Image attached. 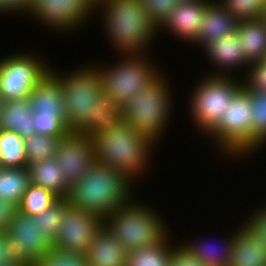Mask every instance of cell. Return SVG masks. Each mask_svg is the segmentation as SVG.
I'll use <instances>...</instances> for the list:
<instances>
[{
	"instance_id": "6",
	"label": "cell",
	"mask_w": 266,
	"mask_h": 266,
	"mask_svg": "<svg viewBox=\"0 0 266 266\" xmlns=\"http://www.w3.org/2000/svg\"><path fill=\"white\" fill-rule=\"evenodd\" d=\"M161 72L140 93L123 106L124 122L146 134L154 142L170 122L172 100L168 79Z\"/></svg>"
},
{
	"instance_id": "40",
	"label": "cell",
	"mask_w": 266,
	"mask_h": 266,
	"mask_svg": "<svg viewBox=\"0 0 266 266\" xmlns=\"http://www.w3.org/2000/svg\"><path fill=\"white\" fill-rule=\"evenodd\" d=\"M17 210L14 203L0 199V232H6Z\"/></svg>"
},
{
	"instance_id": "41",
	"label": "cell",
	"mask_w": 266,
	"mask_h": 266,
	"mask_svg": "<svg viewBox=\"0 0 266 266\" xmlns=\"http://www.w3.org/2000/svg\"><path fill=\"white\" fill-rule=\"evenodd\" d=\"M32 0H0V14L7 12L26 13L31 5Z\"/></svg>"
},
{
	"instance_id": "35",
	"label": "cell",
	"mask_w": 266,
	"mask_h": 266,
	"mask_svg": "<svg viewBox=\"0 0 266 266\" xmlns=\"http://www.w3.org/2000/svg\"><path fill=\"white\" fill-rule=\"evenodd\" d=\"M33 122L35 133L63 137L69 130L67 126L55 115H42V113H33Z\"/></svg>"
},
{
	"instance_id": "2",
	"label": "cell",
	"mask_w": 266,
	"mask_h": 266,
	"mask_svg": "<svg viewBox=\"0 0 266 266\" xmlns=\"http://www.w3.org/2000/svg\"><path fill=\"white\" fill-rule=\"evenodd\" d=\"M130 186L133 187V182L119 170L95 161L71 186L67 199L72 207L105 220L113 210L132 198Z\"/></svg>"
},
{
	"instance_id": "9",
	"label": "cell",
	"mask_w": 266,
	"mask_h": 266,
	"mask_svg": "<svg viewBox=\"0 0 266 266\" xmlns=\"http://www.w3.org/2000/svg\"><path fill=\"white\" fill-rule=\"evenodd\" d=\"M251 93L243 86L232 98L224 116L206 135L215 140L221 152L239 158L251 155Z\"/></svg>"
},
{
	"instance_id": "31",
	"label": "cell",
	"mask_w": 266,
	"mask_h": 266,
	"mask_svg": "<svg viewBox=\"0 0 266 266\" xmlns=\"http://www.w3.org/2000/svg\"><path fill=\"white\" fill-rule=\"evenodd\" d=\"M71 205L67 198H59L50 207L41 213L34 215L35 222H38L40 229L44 230V235L52 242L56 237L65 212Z\"/></svg>"
},
{
	"instance_id": "28",
	"label": "cell",
	"mask_w": 266,
	"mask_h": 266,
	"mask_svg": "<svg viewBox=\"0 0 266 266\" xmlns=\"http://www.w3.org/2000/svg\"><path fill=\"white\" fill-rule=\"evenodd\" d=\"M251 93L253 112L251 114V153L262 148L266 142V92ZM264 143V144H263Z\"/></svg>"
},
{
	"instance_id": "34",
	"label": "cell",
	"mask_w": 266,
	"mask_h": 266,
	"mask_svg": "<svg viewBox=\"0 0 266 266\" xmlns=\"http://www.w3.org/2000/svg\"><path fill=\"white\" fill-rule=\"evenodd\" d=\"M140 2L144 5L151 22L159 29L181 0H140Z\"/></svg>"
},
{
	"instance_id": "43",
	"label": "cell",
	"mask_w": 266,
	"mask_h": 266,
	"mask_svg": "<svg viewBox=\"0 0 266 266\" xmlns=\"http://www.w3.org/2000/svg\"><path fill=\"white\" fill-rule=\"evenodd\" d=\"M263 19H264L265 22H266V8H265V12H264V15H263Z\"/></svg>"
},
{
	"instance_id": "22",
	"label": "cell",
	"mask_w": 266,
	"mask_h": 266,
	"mask_svg": "<svg viewBox=\"0 0 266 266\" xmlns=\"http://www.w3.org/2000/svg\"><path fill=\"white\" fill-rule=\"evenodd\" d=\"M31 184L52 191L59 198H67L71 186L55 157L28 166Z\"/></svg>"
},
{
	"instance_id": "30",
	"label": "cell",
	"mask_w": 266,
	"mask_h": 266,
	"mask_svg": "<svg viewBox=\"0 0 266 266\" xmlns=\"http://www.w3.org/2000/svg\"><path fill=\"white\" fill-rule=\"evenodd\" d=\"M58 199L59 197L52 191L30 184L18 205V211L34 216L50 207Z\"/></svg>"
},
{
	"instance_id": "4",
	"label": "cell",
	"mask_w": 266,
	"mask_h": 266,
	"mask_svg": "<svg viewBox=\"0 0 266 266\" xmlns=\"http://www.w3.org/2000/svg\"><path fill=\"white\" fill-rule=\"evenodd\" d=\"M91 139L95 160L119 170L132 182L137 176L140 178V173H145L151 150L157 144L125 122L110 132L95 134Z\"/></svg>"
},
{
	"instance_id": "33",
	"label": "cell",
	"mask_w": 266,
	"mask_h": 266,
	"mask_svg": "<svg viewBox=\"0 0 266 266\" xmlns=\"http://www.w3.org/2000/svg\"><path fill=\"white\" fill-rule=\"evenodd\" d=\"M222 7L226 8L239 21L263 18L266 0H219Z\"/></svg>"
},
{
	"instance_id": "24",
	"label": "cell",
	"mask_w": 266,
	"mask_h": 266,
	"mask_svg": "<svg viewBox=\"0 0 266 266\" xmlns=\"http://www.w3.org/2000/svg\"><path fill=\"white\" fill-rule=\"evenodd\" d=\"M31 184L30 171L26 167L0 166V199L14 203L17 207Z\"/></svg>"
},
{
	"instance_id": "42",
	"label": "cell",
	"mask_w": 266,
	"mask_h": 266,
	"mask_svg": "<svg viewBox=\"0 0 266 266\" xmlns=\"http://www.w3.org/2000/svg\"><path fill=\"white\" fill-rule=\"evenodd\" d=\"M2 104H3V99H2V96H1V92H0V110H1Z\"/></svg>"
},
{
	"instance_id": "18",
	"label": "cell",
	"mask_w": 266,
	"mask_h": 266,
	"mask_svg": "<svg viewBox=\"0 0 266 266\" xmlns=\"http://www.w3.org/2000/svg\"><path fill=\"white\" fill-rule=\"evenodd\" d=\"M238 22L231 12L212 0L206 8L198 37L193 44L202 45L204 49L211 42L235 33Z\"/></svg>"
},
{
	"instance_id": "14",
	"label": "cell",
	"mask_w": 266,
	"mask_h": 266,
	"mask_svg": "<svg viewBox=\"0 0 266 266\" xmlns=\"http://www.w3.org/2000/svg\"><path fill=\"white\" fill-rule=\"evenodd\" d=\"M6 233L15 238L19 252V265L34 266L52 246L34 216L16 211Z\"/></svg>"
},
{
	"instance_id": "25",
	"label": "cell",
	"mask_w": 266,
	"mask_h": 266,
	"mask_svg": "<svg viewBox=\"0 0 266 266\" xmlns=\"http://www.w3.org/2000/svg\"><path fill=\"white\" fill-rule=\"evenodd\" d=\"M228 241L223 242L224 245L217 247L215 245H209L210 243L203 244L201 242H188L180 245L189 254L198 259L204 266H230L231 252L233 246L234 233ZM210 246V247H209ZM215 246V247H213Z\"/></svg>"
},
{
	"instance_id": "8",
	"label": "cell",
	"mask_w": 266,
	"mask_h": 266,
	"mask_svg": "<svg viewBox=\"0 0 266 266\" xmlns=\"http://www.w3.org/2000/svg\"><path fill=\"white\" fill-rule=\"evenodd\" d=\"M234 78L206 75L194 88L189 106L194 125L201 133L208 134L218 124L232 98L243 87L242 80Z\"/></svg>"
},
{
	"instance_id": "26",
	"label": "cell",
	"mask_w": 266,
	"mask_h": 266,
	"mask_svg": "<svg viewBox=\"0 0 266 266\" xmlns=\"http://www.w3.org/2000/svg\"><path fill=\"white\" fill-rule=\"evenodd\" d=\"M169 237L166 235L157 244L128 252L126 266H169L174 248L169 244Z\"/></svg>"
},
{
	"instance_id": "21",
	"label": "cell",
	"mask_w": 266,
	"mask_h": 266,
	"mask_svg": "<svg viewBox=\"0 0 266 266\" xmlns=\"http://www.w3.org/2000/svg\"><path fill=\"white\" fill-rule=\"evenodd\" d=\"M0 130L15 132L23 139L35 133L33 111L28 97L3 101L0 110Z\"/></svg>"
},
{
	"instance_id": "39",
	"label": "cell",
	"mask_w": 266,
	"mask_h": 266,
	"mask_svg": "<svg viewBox=\"0 0 266 266\" xmlns=\"http://www.w3.org/2000/svg\"><path fill=\"white\" fill-rule=\"evenodd\" d=\"M172 251V257L169 266H204L193 255L189 254L185 249L178 245Z\"/></svg>"
},
{
	"instance_id": "17",
	"label": "cell",
	"mask_w": 266,
	"mask_h": 266,
	"mask_svg": "<svg viewBox=\"0 0 266 266\" xmlns=\"http://www.w3.org/2000/svg\"><path fill=\"white\" fill-rule=\"evenodd\" d=\"M28 99L33 113L55 115L66 125L62 87L50 71L33 87Z\"/></svg>"
},
{
	"instance_id": "23",
	"label": "cell",
	"mask_w": 266,
	"mask_h": 266,
	"mask_svg": "<svg viewBox=\"0 0 266 266\" xmlns=\"http://www.w3.org/2000/svg\"><path fill=\"white\" fill-rule=\"evenodd\" d=\"M236 33L250 63L266 58V22L263 18L240 20Z\"/></svg>"
},
{
	"instance_id": "20",
	"label": "cell",
	"mask_w": 266,
	"mask_h": 266,
	"mask_svg": "<svg viewBox=\"0 0 266 266\" xmlns=\"http://www.w3.org/2000/svg\"><path fill=\"white\" fill-rule=\"evenodd\" d=\"M236 228L230 266H266V249L243 223Z\"/></svg>"
},
{
	"instance_id": "7",
	"label": "cell",
	"mask_w": 266,
	"mask_h": 266,
	"mask_svg": "<svg viewBox=\"0 0 266 266\" xmlns=\"http://www.w3.org/2000/svg\"><path fill=\"white\" fill-rule=\"evenodd\" d=\"M145 56L123 55L117 65L94 66L105 94L118 105L124 106L161 73Z\"/></svg>"
},
{
	"instance_id": "16",
	"label": "cell",
	"mask_w": 266,
	"mask_h": 266,
	"mask_svg": "<svg viewBox=\"0 0 266 266\" xmlns=\"http://www.w3.org/2000/svg\"><path fill=\"white\" fill-rule=\"evenodd\" d=\"M203 50H206L210 61L212 60L211 62L215 63L216 67L218 66L217 73L212 72V74H209L211 76L231 75L232 77L233 72L230 74L229 71L234 70V68L237 69L238 66L240 70L242 67L247 69L251 64L245 57L236 32L211 42Z\"/></svg>"
},
{
	"instance_id": "11",
	"label": "cell",
	"mask_w": 266,
	"mask_h": 266,
	"mask_svg": "<svg viewBox=\"0 0 266 266\" xmlns=\"http://www.w3.org/2000/svg\"><path fill=\"white\" fill-rule=\"evenodd\" d=\"M95 11L93 0H32L29 10L33 18L57 31H72L84 26ZM82 23V24H81ZM51 26V27H50Z\"/></svg>"
},
{
	"instance_id": "32",
	"label": "cell",
	"mask_w": 266,
	"mask_h": 266,
	"mask_svg": "<svg viewBox=\"0 0 266 266\" xmlns=\"http://www.w3.org/2000/svg\"><path fill=\"white\" fill-rule=\"evenodd\" d=\"M34 266H88L87 255L52 245Z\"/></svg>"
},
{
	"instance_id": "12",
	"label": "cell",
	"mask_w": 266,
	"mask_h": 266,
	"mask_svg": "<svg viewBox=\"0 0 266 266\" xmlns=\"http://www.w3.org/2000/svg\"><path fill=\"white\" fill-rule=\"evenodd\" d=\"M103 225L104 220L98 215L70 206L52 245L64 250L86 253Z\"/></svg>"
},
{
	"instance_id": "44",
	"label": "cell",
	"mask_w": 266,
	"mask_h": 266,
	"mask_svg": "<svg viewBox=\"0 0 266 266\" xmlns=\"http://www.w3.org/2000/svg\"><path fill=\"white\" fill-rule=\"evenodd\" d=\"M11 266H28V265H11Z\"/></svg>"
},
{
	"instance_id": "5",
	"label": "cell",
	"mask_w": 266,
	"mask_h": 266,
	"mask_svg": "<svg viewBox=\"0 0 266 266\" xmlns=\"http://www.w3.org/2000/svg\"><path fill=\"white\" fill-rule=\"evenodd\" d=\"M134 202L130 199L104 220L127 252L157 244L169 233L154 209Z\"/></svg>"
},
{
	"instance_id": "19",
	"label": "cell",
	"mask_w": 266,
	"mask_h": 266,
	"mask_svg": "<svg viewBox=\"0 0 266 266\" xmlns=\"http://www.w3.org/2000/svg\"><path fill=\"white\" fill-rule=\"evenodd\" d=\"M88 266H126L128 252L103 225L86 251Z\"/></svg>"
},
{
	"instance_id": "13",
	"label": "cell",
	"mask_w": 266,
	"mask_h": 266,
	"mask_svg": "<svg viewBox=\"0 0 266 266\" xmlns=\"http://www.w3.org/2000/svg\"><path fill=\"white\" fill-rule=\"evenodd\" d=\"M55 159L66 176V182L72 186L96 161L92 139L79 132L69 131L59 138Z\"/></svg>"
},
{
	"instance_id": "37",
	"label": "cell",
	"mask_w": 266,
	"mask_h": 266,
	"mask_svg": "<svg viewBox=\"0 0 266 266\" xmlns=\"http://www.w3.org/2000/svg\"><path fill=\"white\" fill-rule=\"evenodd\" d=\"M19 265L17 241L6 232H0V266Z\"/></svg>"
},
{
	"instance_id": "15",
	"label": "cell",
	"mask_w": 266,
	"mask_h": 266,
	"mask_svg": "<svg viewBox=\"0 0 266 266\" xmlns=\"http://www.w3.org/2000/svg\"><path fill=\"white\" fill-rule=\"evenodd\" d=\"M210 2L208 0L181 1L158 31L166 28L182 41L193 43L198 37L206 8Z\"/></svg>"
},
{
	"instance_id": "38",
	"label": "cell",
	"mask_w": 266,
	"mask_h": 266,
	"mask_svg": "<svg viewBox=\"0 0 266 266\" xmlns=\"http://www.w3.org/2000/svg\"><path fill=\"white\" fill-rule=\"evenodd\" d=\"M244 225L260 239L261 244L266 249V204L263 208L261 206V208H257L253 214L251 213Z\"/></svg>"
},
{
	"instance_id": "29",
	"label": "cell",
	"mask_w": 266,
	"mask_h": 266,
	"mask_svg": "<svg viewBox=\"0 0 266 266\" xmlns=\"http://www.w3.org/2000/svg\"><path fill=\"white\" fill-rule=\"evenodd\" d=\"M59 137L34 133L24 139L27 167L38 161L55 157Z\"/></svg>"
},
{
	"instance_id": "3",
	"label": "cell",
	"mask_w": 266,
	"mask_h": 266,
	"mask_svg": "<svg viewBox=\"0 0 266 266\" xmlns=\"http://www.w3.org/2000/svg\"><path fill=\"white\" fill-rule=\"evenodd\" d=\"M97 7H101L105 14L104 27L117 52L145 55L143 51L150 46L158 28L151 22L140 0H99L95 3V9Z\"/></svg>"
},
{
	"instance_id": "27",
	"label": "cell",
	"mask_w": 266,
	"mask_h": 266,
	"mask_svg": "<svg viewBox=\"0 0 266 266\" xmlns=\"http://www.w3.org/2000/svg\"><path fill=\"white\" fill-rule=\"evenodd\" d=\"M0 166H27L24 139L19 134L0 130Z\"/></svg>"
},
{
	"instance_id": "36",
	"label": "cell",
	"mask_w": 266,
	"mask_h": 266,
	"mask_svg": "<svg viewBox=\"0 0 266 266\" xmlns=\"http://www.w3.org/2000/svg\"><path fill=\"white\" fill-rule=\"evenodd\" d=\"M247 69L248 79H242L243 86L248 91L266 92V59L251 63Z\"/></svg>"
},
{
	"instance_id": "1",
	"label": "cell",
	"mask_w": 266,
	"mask_h": 266,
	"mask_svg": "<svg viewBox=\"0 0 266 266\" xmlns=\"http://www.w3.org/2000/svg\"><path fill=\"white\" fill-rule=\"evenodd\" d=\"M51 68L49 71L62 87L69 131L92 138L95 134L110 132L124 122L123 106L105 94L94 65L84 66L66 76Z\"/></svg>"
},
{
	"instance_id": "10",
	"label": "cell",
	"mask_w": 266,
	"mask_h": 266,
	"mask_svg": "<svg viewBox=\"0 0 266 266\" xmlns=\"http://www.w3.org/2000/svg\"><path fill=\"white\" fill-rule=\"evenodd\" d=\"M19 53L0 60V92L3 101L27 98L33 87L49 71L50 66L39 61V57Z\"/></svg>"
}]
</instances>
